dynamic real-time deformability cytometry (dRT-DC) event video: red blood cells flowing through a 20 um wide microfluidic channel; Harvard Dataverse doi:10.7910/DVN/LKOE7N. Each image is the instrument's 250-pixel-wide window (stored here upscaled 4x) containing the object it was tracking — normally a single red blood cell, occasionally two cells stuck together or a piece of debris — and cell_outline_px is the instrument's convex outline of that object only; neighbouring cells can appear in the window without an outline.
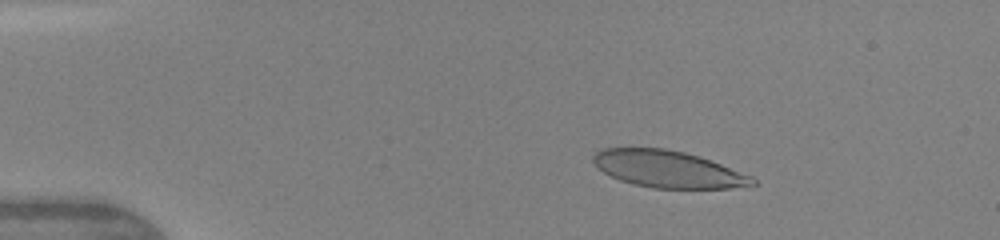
{"species": "human", "species_latin": "Homo sapiens", "temperature_condition": "warm", "stored_images_in_passage": 6, "camera_frame_rate_fps": 3000, "um_per_image_px": 0.085, "donor": {"sex": "female"}, "frame": {"image": 1, "passage_image": 3, "time_ms": 1.667, "image_size_px": [1000, 240], "cell_outline_px": [[756, 184], [728, 188], [652, 188], [632, 184], [620, 180], [604, 172], [592, 160], [592, 156], [600, 148], [664, 148], [684, 152], [700, 156], [752, 176], [756, 180]], "centroid_in_image_um": [56.77, 14.37], "position_along_channel_um": 28.2, "area_um2": 34.04}}
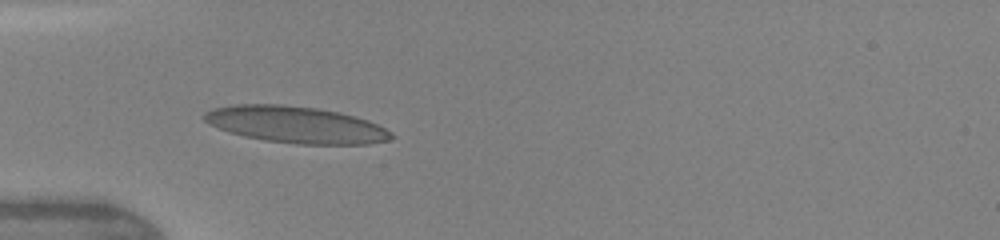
{"frame": {"image": 2, "passage_image": 5, "time_ms": 4.0, "image_size_px": [1000, 240], "cell_outline_px": [[396, 136], [388, 140], [368, 144], [296, 144], [264, 140], [244, 136], [228, 132], [204, 120], [204, 112], [212, 108], [232, 104], [280, 104], [316, 108], [340, 112], [356, 116], [368, 120], [392, 132]], "centroid_in_image_um": [25.16, 10.59], "position_along_channel_um": 59.8, "area_um2": 40.0}}